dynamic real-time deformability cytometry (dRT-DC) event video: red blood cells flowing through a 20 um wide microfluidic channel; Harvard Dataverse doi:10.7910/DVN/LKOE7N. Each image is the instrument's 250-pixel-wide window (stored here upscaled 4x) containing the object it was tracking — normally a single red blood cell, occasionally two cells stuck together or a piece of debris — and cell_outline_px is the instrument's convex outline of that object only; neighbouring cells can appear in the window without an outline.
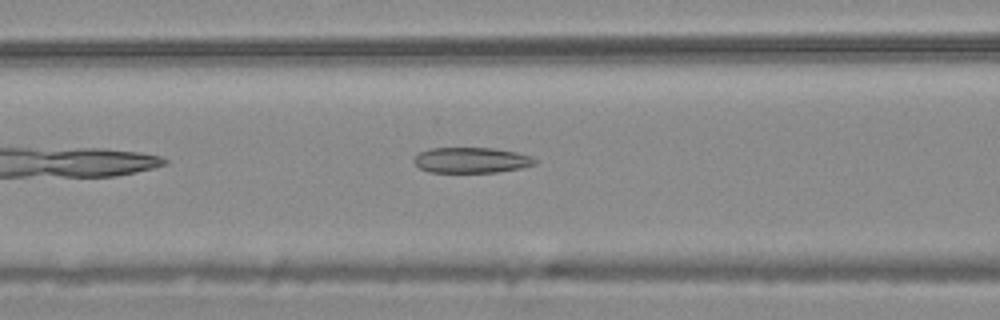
{"species": "common noctule bat (a hibernating species)", "species_latin": "Nyctalus noctula", "temperature_condition": "warm", "stored_images_in_passage": 40, "camera_frame_rate_fps": 3000, "um_per_image_px": 0.085, "animal": {"sex": "male", "body_mass_g": 20.4}, "frame": {"image": 1, "passage_image": 7, "time_ms": 2.0, "image_size_px": [1000, 320], "cell_outline_px": [[536, 164], [520, 168], [496, 172], [428, 172], [420, 168], [412, 160], [420, 152], [432, 148], [492, 148], [516, 152], [528, 156], [536, 160]], "centroid_in_image_um": [40.04, 13.61], "position_along_channel_um": 126.6, "area_um2": 17.8}}
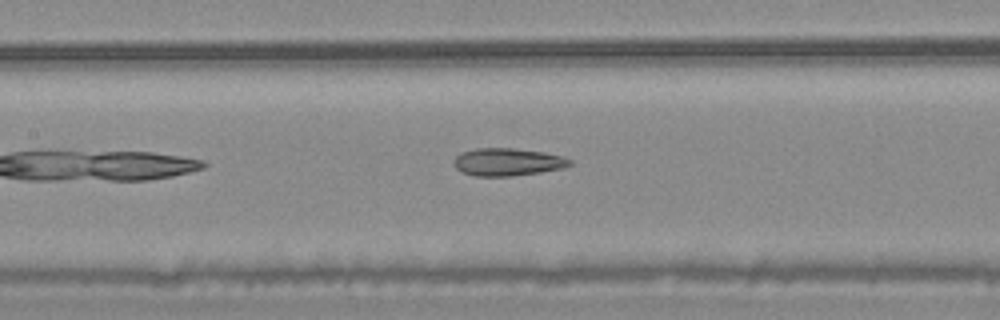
{"frame": {"image": 2, "passage_image": 10, "time_ms": 3.0, "image_size_px": [1000, 320], "cell_outline_px": [[572, 164], [564, 168], [540, 172], [512, 176], [476, 176], [460, 172], [452, 164], [456, 156], [460, 152], [476, 148], [512, 148], [544, 152], [564, 156], [572, 160]], "centroid_in_image_um": [43.14, 13.77], "position_along_channel_um": 164.3, "area_um2": 18.9}}
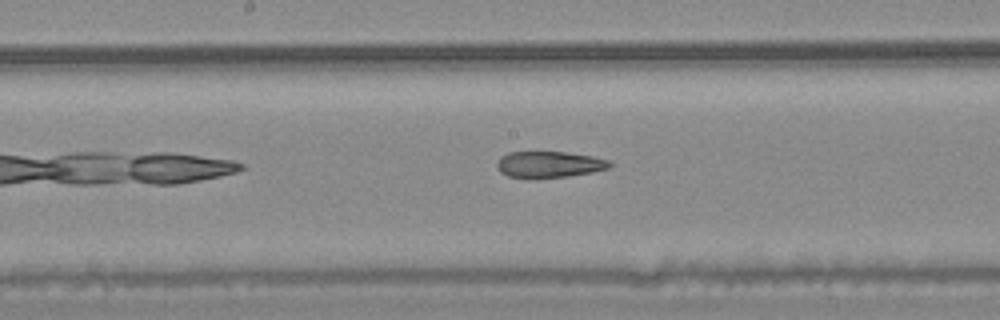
{"frame": {"image": 3, "passage_image": 13, "time_ms": 4.0, "image_size_px": [1000, 320], "cell_outline_px": [[612, 168], [592, 172], [568, 176], [536, 180], [508, 176], [500, 172], [496, 164], [500, 156], [508, 152], [564, 152], [592, 156], [608, 160], [612, 164]], "centroid_in_image_um": [46.66, 14.0], "position_along_channel_um": 201.5, "area_um2": 17.69}}